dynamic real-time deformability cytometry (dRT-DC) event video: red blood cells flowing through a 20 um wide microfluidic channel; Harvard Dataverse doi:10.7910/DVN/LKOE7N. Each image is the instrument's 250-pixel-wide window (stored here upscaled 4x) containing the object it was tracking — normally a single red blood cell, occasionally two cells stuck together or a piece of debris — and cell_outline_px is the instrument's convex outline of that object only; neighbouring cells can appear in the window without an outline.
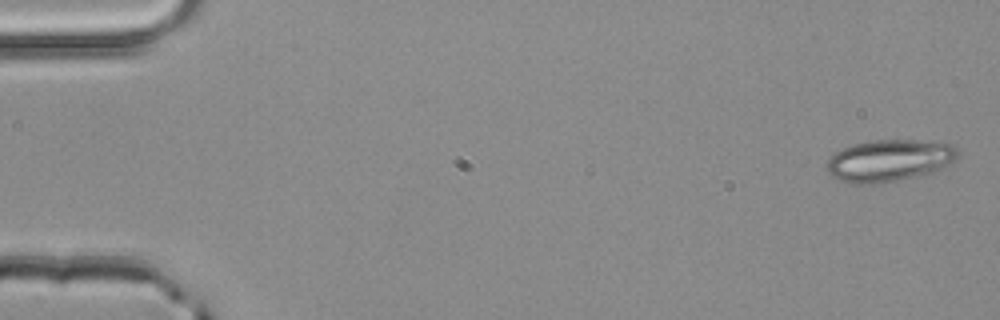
{"species": "common noctule bat (a hibernating species)", "species_latin": "Nyctalus noctula", "temperature_condition": "room temperature", "stored_images_in_passage": 5, "camera_frame_rate_fps": 3000, "um_per_image_px": 0.085, "animal": {"sex": "male", "body_mass_g": 20.4}, "frame": {"image": 1, "passage_image": 1, "time_ms": 0.0, "image_size_px": [1000, 320], "cell_outline_px": [[956, 160], [952, 164], [932, 172], [896, 180], [876, 184], [848, 184], [828, 176], [824, 168], [824, 164], [828, 156], [852, 144], [872, 140], [912, 140], [952, 144], [956, 148]], "centroid_in_image_um": [75.47, 13.66], "position_along_channel_um": 9.5, "area_um2": 32.37}}